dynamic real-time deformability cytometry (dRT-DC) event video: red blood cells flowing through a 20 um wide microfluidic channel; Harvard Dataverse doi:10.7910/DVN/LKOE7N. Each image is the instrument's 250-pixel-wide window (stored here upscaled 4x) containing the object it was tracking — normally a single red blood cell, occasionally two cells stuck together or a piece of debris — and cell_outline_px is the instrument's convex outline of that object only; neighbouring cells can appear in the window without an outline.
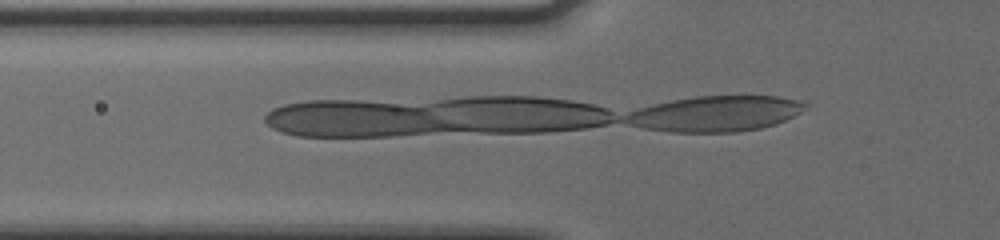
{"species": "human", "species_latin": "Homo sapiens", "temperature_condition": "cold", "stored_images_in_passage": 5, "segment_of_instrument_passage": [2, 2], "camera_frame_rate_fps": 3000, "um_per_image_px": 0.085, "donor": {"sex": "male"}, "frame": {"image": 1, "passage_image": 2, "time_ms": 0.333, "image_size_px": [1000, 240], "cell_outline_px": [[608, 120], [600, 124], [576, 128], [440, 128], [440, 124], [456, 100], [560, 100], [584, 104], [600, 108]], "centroid_in_image_um": [44.33, 9.74], "position_along_channel_um": 81.5, "area_um2": 30.06}}